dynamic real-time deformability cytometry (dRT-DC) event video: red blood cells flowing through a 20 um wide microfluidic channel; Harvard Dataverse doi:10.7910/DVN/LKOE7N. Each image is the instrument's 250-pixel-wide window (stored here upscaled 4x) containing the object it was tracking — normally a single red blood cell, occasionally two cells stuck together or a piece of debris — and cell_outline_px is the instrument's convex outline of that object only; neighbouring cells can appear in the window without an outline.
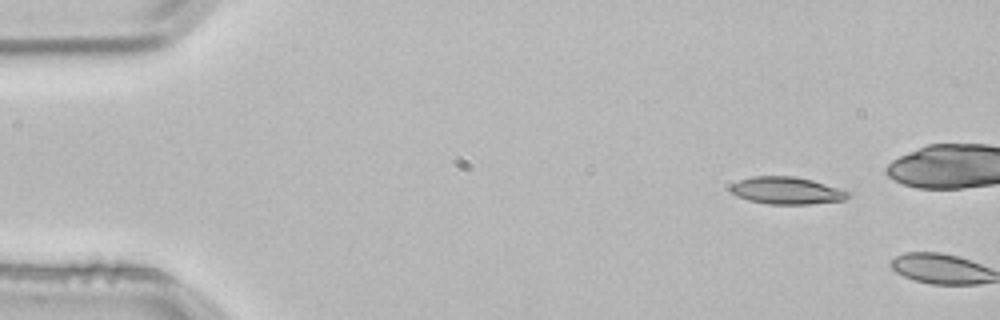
{"species": "common noctule bat (a hibernating species)", "species_latin": "Nyctalus noctula", "temperature_condition": "room temperature", "stored_images_in_passage": 2, "camera_frame_rate_fps": 3000, "um_per_image_px": 0.085, "animal": {"sex": "male", "body_mass_g": 21.5, "forearm_length_mm": 52.0}, "frame": {"image": 1, "passage_image": 1, "time_ms": 0.0, "image_size_px": [1000, 320], "cell_outline_px": [[852, 192], [844, 200], [808, 204], [768, 204], [748, 200], [736, 196], [728, 188], [732, 184], [740, 180], [752, 176], [792, 176], [812, 180]], "centroid_in_image_um": [66.85, 16.2], "position_along_channel_um": 18.2, "area_um2": 18.61}}